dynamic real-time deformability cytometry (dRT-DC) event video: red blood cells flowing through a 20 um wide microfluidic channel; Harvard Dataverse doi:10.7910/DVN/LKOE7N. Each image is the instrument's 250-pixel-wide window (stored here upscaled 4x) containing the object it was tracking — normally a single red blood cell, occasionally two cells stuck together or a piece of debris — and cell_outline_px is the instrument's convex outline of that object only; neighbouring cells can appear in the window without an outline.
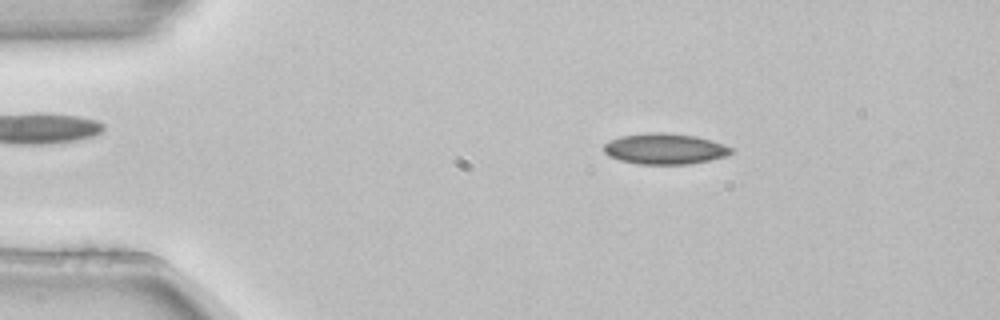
{"species": "common noctule bat (a hibernating species)", "species_latin": "Nyctalus noctula", "temperature_condition": "room temperature", "stored_images_in_passage": 3, "camera_frame_rate_fps": 3000, "um_per_image_px": 0.085, "animal": {"sex": "female", "body_mass_g": 22.7, "forearm_length_mm": 54.2}, "frame": {"image": 1, "passage_image": 2, "time_ms": 0.333, "image_size_px": [1000, 320], "cell_outline_px": [[736, 152], [728, 156], [688, 164], [640, 164], [620, 160], [608, 156], [604, 152], [604, 144], [608, 140], [620, 136], [648, 132], [664, 132], [696, 136], [724, 144], [732, 148]], "centroid_in_image_um": [56.51, 12.64], "position_along_channel_um": 28.5, "area_um2": 23.06}}